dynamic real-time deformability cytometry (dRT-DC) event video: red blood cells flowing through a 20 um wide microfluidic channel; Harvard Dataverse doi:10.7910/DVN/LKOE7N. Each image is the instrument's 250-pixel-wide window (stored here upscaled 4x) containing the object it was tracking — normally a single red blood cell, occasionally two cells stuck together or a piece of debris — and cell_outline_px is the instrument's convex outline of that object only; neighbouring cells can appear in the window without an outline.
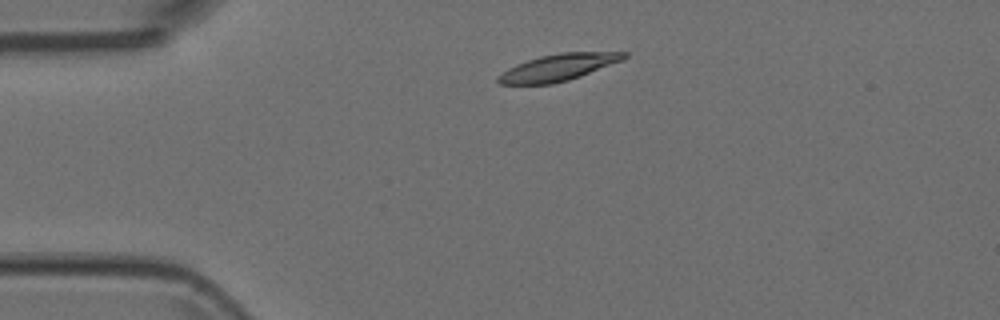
{"species": "Egyptian fruit bat (a non-hibernating species)", "species_latin": "Rousettus aegyptiacus", "temperature_condition": "room temperature", "stored_images_in_passage": 3, "camera_frame_rate_fps": 3000, "um_per_image_px": 0.085, "animal": {"sex": "female"}, "frame": {"image": 1, "passage_image": 2, "time_ms": 0.333, "image_size_px": [1000, 320], "cell_outline_px": [[628, 56], [624, 60], [580, 76], [568, 80], [552, 84], [500, 84], [496, 80], [496, 76], [508, 68], [516, 64], [540, 56], [560, 52], [628, 52]], "centroid_in_image_um": [47.45, 5.73], "position_along_channel_um": 37.5, "area_um2": 19.65}}